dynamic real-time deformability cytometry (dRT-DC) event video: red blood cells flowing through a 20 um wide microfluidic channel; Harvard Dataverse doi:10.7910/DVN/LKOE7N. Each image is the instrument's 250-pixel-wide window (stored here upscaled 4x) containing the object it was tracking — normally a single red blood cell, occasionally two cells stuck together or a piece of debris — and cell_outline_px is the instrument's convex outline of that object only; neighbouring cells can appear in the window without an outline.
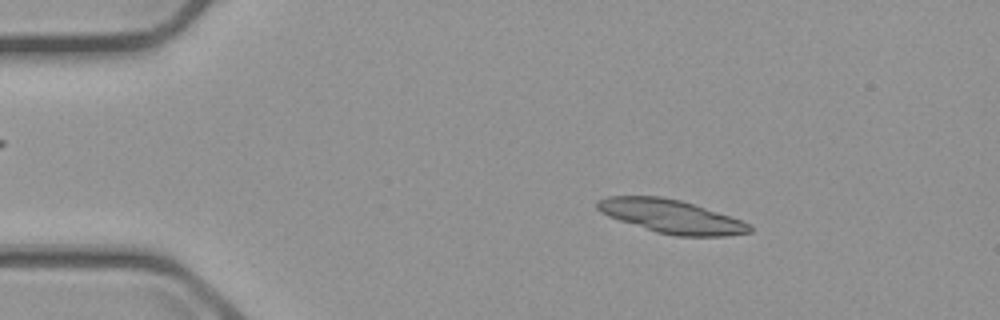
{"species": "common noctule bat (a hibernating species)", "species_latin": "Nyctalus noctula", "temperature_condition": "cold", "stored_images_in_passage": 4, "camera_frame_rate_fps": 3000, "um_per_image_px": 0.085, "animal": {"sex": "male", "body_mass_g": 23.1, "forearm_length_mm": 52.7}, "frame": {"image": 1, "passage_image": 2, "time_ms": 1.333, "image_size_px": [1000, 320], "cell_outline_px": [[752, 232], [728, 236], [676, 236], [656, 232], [608, 216], [600, 212], [596, 208], [596, 200], [608, 196], [660, 196], [680, 200], [752, 224]], "centroid_in_image_um": [57.03, 18.4], "position_along_channel_um": 28.0, "area_um2": 29.48}}